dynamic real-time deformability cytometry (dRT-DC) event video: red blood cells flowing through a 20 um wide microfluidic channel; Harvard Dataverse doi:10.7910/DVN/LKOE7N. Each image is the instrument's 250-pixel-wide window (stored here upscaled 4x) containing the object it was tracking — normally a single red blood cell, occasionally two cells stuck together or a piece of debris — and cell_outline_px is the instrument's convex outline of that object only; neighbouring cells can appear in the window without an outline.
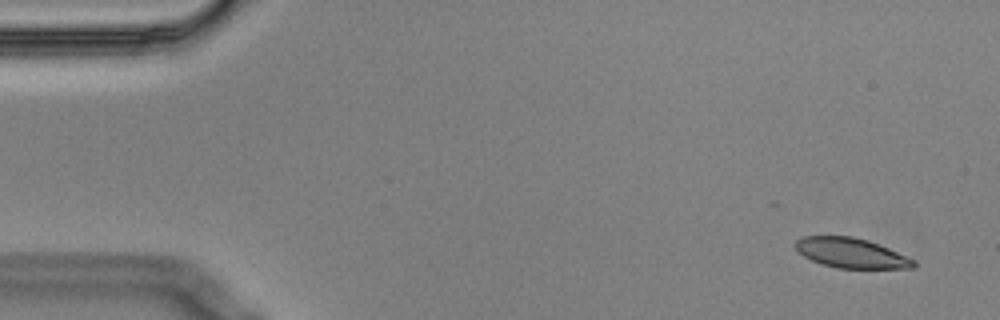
{"species": "Egyptian fruit bat (a non-hibernating species)", "species_latin": "Rousettus aegyptiacus", "temperature_condition": "cold", "stored_images_in_passage": 5, "camera_frame_rate_fps": 3000, "um_per_image_px": 0.085, "animal": {"sex": "male"}, "frame": {"image": 1, "passage_image": 1, "time_ms": 0.0, "image_size_px": [1000, 320], "cell_outline_px": [[916, 268], [836, 268], [812, 260], [804, 256], [792, 244], [800, 236], [852, 236], [868, 240], [888, 248], [916, 260]], "centroid_in_image_um": [72.34, 21.5], "position_along_channel_um": 12.7, "area_um2": 20.58}}